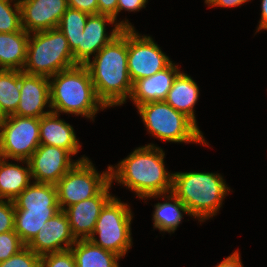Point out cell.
<instances>
[{
	"instance_id": "cell-1",
	"label": "cell",
	"mask_w": 267,
	"mask_h": 267,
	"mask_svg": "<svg viewBox=\"0 0 267 267\" xmlns=\"http://www.w3.org/2000/svg\"><path fill=\"white\" fill-rule=\"evenodd\" d=\"M128 29L105 45L85 66L98 99L107 107L120 106L130 98L133 82L127 65Z\"/></svg>"
},
{
	"instance_id": "cell-2",
	"label": "cell",
	"mask_w": 267,
	"mask_h": 267,
	"mask_svg": "<svg viewBox=\"0 0 267 267\" xmlns=\"http://www.w3.org/2000/svg\"><path fill=\"white\" fill-rule=\"evenodd\" d=\"M165 152L154 144L136 148L117 166L110 165V180L126 186L140 199L172 191L173 173L167 172Z\"/></svg>"
},
{
	"instance_id": "cell-3",
	"label": "cell",
	"mask_w": 267,
	"mask_h": 267,
	"mask_svg": "<svg viewBox=\"0 0 267 267\" xmlns=\"http://www.w3.org/2000/svg\"><path fill=\"white\" fill-rule=\"evenodd\" d=\"M50 105L56 114L83 116L94 121L99 110L106 107L98 99L89 70L76 65L49 78Z\"/></svg>"
},
{
	"instance_id": "cell-4",
	"label": "cell",
	"mask_w": 267,
	"mask_h": 267,
	"mask_svg": "<svg viewBox=\"0 0 267 267\" xmlns=\"http://www.w3.org/2000/svg\"><path fill=\"white\" fill-rule=\"evenodd\" d=\"M172 192L187 206L191 217L204 222L217 215L230 188L219 173L175 172Z\"/></svg>"
},
{
	"instance_id": "cell-5",
	"label": "cell",
	"mask_w": 267,
	"mask_h": 267,
	"mask_svg": "<svg viewBox=\"0 0 267 267\" xmlns=\"http://www.w3.org/2000/svg\"><path fill=\"white\" fill-rule=\"evenodd\" d=\"M12 201L15 206L14 231L26 246L44 223L61 211L53 184L33 181Z\"/></svg>"
},
{
	"instance_id": "cell-6",
	"label": "cell",
	"mask_w": 267,
	"mask_h": 267,
	"mask_svg": "<svg viewBox=\"0 0 267 267\" xmlns=\"http://www.w3.org/2000/svg\"><path fill=\"white\" fill-rule=\"evenodd\" d=\"M68 40L58 28L30 33L23 72L52 77L76 66Z\"/></svg>"
},
{
	"instance_id": "cell-7",
	"label": "cell",
	"mask_w": 267,
	"mask_h": 267,
	"mask_svg": "<svg viewBox=\"0 0 267 267\" xmlns=\"http://www.w3.org/2000/svg\"><path fill=\"white\" fill-rule=\"evenodd\" d=\"M137 110L147 131L161 141L208 145L199 127L165 101L148 102Z\"/></svg>"
},
{
	"instance_id": "cell-8",
	"label": "cell",
	"mask_w": 267,
	"mask_h": 267,
	"mask_svg": "<svg viewBox=\"0 0 267 267\" xmlns=\"http://www.w3.org/2000/svg\"><path fill=\"white\" fill-rule=\"evenodd\" d=\"M132 214L130 206L114 196L102 209L88 239L94 245L124 257L132 246Z\"/></svg>"
},
{
	"instance_id": "cell-9",
	"label": "cell",
	"mask_w": 267,
	"mask_h": 267,
	"mask_svg": "<svg viewBox=\"0 0 267 267\" xmlns=\"http://www.w3.org/2000/svg\"><path fill=\"white\" fill-rule=\"evenodd\" d=\"M110 182V165L99 174L89 158L78 161L55 185L60 210L97 196Z\"/></svg>"
},
{
	"instance_id": "cell-10",
	"label": "cell",
	"mask_w": 267,
	"mask_h": 267,
	"mask_svg": "<svg viewBox=\"0 0 267 267\" xmlns=\"http://www.w3.org/2000/svg\"><path fill=\"white\" fill-rule=\"evenodd\" d=\"M40 145L39 118L10 115L0 121V157L29 160Z\"/></svg>"
},
{
	"instance_id": "cell-11",
	"label": "cell",
	"mask_w": 267,
	"mask_h": 267,
	"mask_svg": "<svg viewBox=\"0 0 267 267\" xmlns=\"http://www.w3.org/2000/svg\"><path fill=\"white\" fill-rule=\"evenodd\" d=\"M172 61L148 35L128 29V73L134 83L166 68Z\"/></svg>"
},
{
	"instance_id": "cell-12",
	"label": "cell",
	"mask_w": 267,
	"mask_h": 267,
	"mask_svg": "<svg viewBox=\"0 0 267 267\" xmlns=\"http://www.w3.org/2000/svg\"><path fill=\"white\" fill-rule=\"evenodd\" d=\"M107 24H115L111 33L106 32ZM123 29H135V27L125 21L116 22L109 15L90 14L87 18L85 28L79 37V45L73 51L74 61L77 65L87 64L94 56L108 43H110Z\"/></svg>"
},
{
	"instance_id": "cell-13",
	"label": "cell",
	"mask_w": 267,
	"mask_h": 267,
	"mask_svg": "<svg viewBox=\"0 0 267 267\" xmlns=\"http://www.w3.org/2000/svg\"><path fill=\"white\" fill-rule=\"evenodd\" d=\"M71 157L73 155L68 150L40 144L28 160L31 178L34 182L56 185L78 161L88 158L82 156L73 161Z\"/></svg>"
},
{
	"instance_id": "cell-14",
	"label": "cell",
	"mask_w": 267,
	"mask_h": 267,
	"mask_svg": "<svg viewBox=\"0 0 267 267\" xmlns=\"http://www.w3.org/2000/svg\"><path fill=\"white\" fill-rule=\"evenodd\" d=\"M22 28L27 33L57 28L69 7L67 0H19Z\"/></svg>"
},
{
	"instance_id": "cell-15",
	"label": "cell",
	"mask_w": 267,
	"mask_h": 267,
	"mask_svg": "<svg viewBox=\"0 0 267 267\" xmlns=\"http://www.w3.org/2000/svg\"><path fill=\"white\" fill-rule=\"evenodd\" d=\"M20 101L14 115L41 118L52 112L45 111L50 105V81L44 76L30 75L20 71Z\"/></svg>"
},
{
	"instance_id": "cell-16",
	"label": "cell",
	"mask_w": 267,
	"mask_h": 267,
	"mask_svg": "<svg viewBox=\"0 0 267 267\" xmlns=\"http://www.w3.org/2000/svg\"><path fill=\"white\" fill-rule=\"evenodd\" d=\"M110 182L97 196L80 201L65 208L72 234L76 239H88L95 228L99 214L114 197L110 194Z\"/></svg>"
},
{
	"instance_id": "cell-17",
	"label": "cell",
	"mask_w": 267,
	"mask_h": 267,
	"mask_svg": "<svg viewBox=\"0 0 267 267\" xmlns=\"http://www.w3.org/2000/svg\"><path fill=\"white\" fill-rule=\"evenodd\" d=\"M77 241L72 234L69 220L63 210L44 223L34 239L27 245L36 254L42 256L47 253L70 250Z\"/></svg>"
},
{
	"instance_id": "cell-18",
	"label": "cell",
	"mask_w": 267,
	"mask_h": 267,
	"mask_svg": "<svg viewBox=\"0 0 267 267\" xmlns=\"http://www.w3.org/2000/svg\"><path fill=\"white\" fill-rule=\"evenodd\" d=\"M180 72L178 65L171 62L156 74L136 80L133 83L129 99L134 102L136 107L148 102L165 101L175 78Z\"/></svg>"
},
{
	"instance_id": "cell-19",
	"label": "cell",
	"mask_w": 267,
	"mask_h": 267,
	"mask_svg": "<svg viewBox=\"0 0 267 267\" xmlns=\"http://www.w3.org/2000/svg\"><path fill=\"white\" fill-rule=\"evenodd\" d=\"M59 116L51 112L39 119L40 144L60 147L76 155L82 145L76 138L72 125L59 119Z\"/></svg>"
},
{
	"instance_id": "cell-20",
	"label": "cell",
	"mask_w": 267,
	"mask_h": 267,
	"mask_svg": "<svg viewBox=\"0 0 267 267\" xmlns=\"http://www.w3.org/2000/svg\"><path fill=\"white\" fill-rule=\"evenodd\" d=\"M161 198L163 203H157L154 207L153 213V226L161 232H168L171 234L177 230V227L182 222L183 213L190 215L187 206L171 191L163 194H155L145 197L148 198ZM167 199V200H166Z\"/></svg>"
},
{
	"instance_id": "cell-21",
	"label": "cell",
	"mask_w": 267,
	"mask_h": 267,
	"mask_svg": "<svg viewBox=\"0 0 267 267\" xmlns=\"http://www.w3.org/2000/svg\"><path fill=\"white\" fill-rule=\"evenodd\" d=\"M14 161L22 162L27 167L8 162L7 159L0 157V199L2 200H14L32 180L29 161Z\"/></svg>"
},
{
	"instance_id": "cell-22",
	"label": "cell",
	"mask_w": 267,
	"mask_h": 267,
	"mask_svg": "<svg viewBox=\"0 0 267 267\" xmlns=\"http://www.w3.org/2000/svg\"><path fill=\"white\" fill-rule=\"evenodd\" d=\"M199 97V87L190 75L180 72L169 90L165 102L176 111L182 112L196 125L194 106Z\"/></svg>"
},
{
	"instance_id": "cell-23",
	"label": "cell",
	"mask_w": 267,
	"mask_h": 267,
	"mask_svg": "<svg viewBox=\"0 0 267 267\" xmlns=\"http://www.w3.org/2000/svg\"><path fill=\"white\" fill-rule=\"evenodd\" d=\"M29 36L24 29L12 33L0 32V69L23 70Z\"/></svg>"
},
{
	"instance_id": "cell-24",
	"label": "cell",
	"mask_w": 267,
	"mask_h": 267,
	"mask_svg": "<svg viewBox=\"0 0 267 267\" xmlns=\"http://www.w3.org/2000/svg\"><path fill=\"white\" fill-rule=\"evenodd\" d=\"M70 250L77 267H119V255L94 245L89 239H77Z\"/></svg>"
},
{
	"instance_id": "cell-25",
	"label": "cell",
	"mask_w": 267,
	"mask_h": 267,
	"mask_svg": "<svg viewBox=\"0 0 267 267\" xmlns=\"http://www.w3.org/2000/svg\"><path fill=\"white\" fill-rule=\"evenodd\" d=\"M20 71L0 69V116L14 115L20 101Z\"/></svg>"
},
{
	"instance_id": "cell-26",
	"label": "cell",
	"mask_w": 267,
	"mask_h": 267,
	"mask_svg": "<svg viewBox=\"0 0 267 267\" xmlns=\"http://www.w3.org/2000/svg\"><path fill=\"white\" fill-rule=\"evenodd\" d=\"M88 16V13L68 7L59 21L57 28L68 40L72 52L79 45V37L83 33Z\"/></svg>"
},
{
	"instance_id": "cell-27",
	"label": "cell",
	"mask_w": 267,
	"mask_h": 267,
	"mask_svg": "<svg viewBox=\"0 0 267 267\" xmlns=\"http://www.w3.org/2000/svg\"><path fill=\"white\" fill-rule=\"evenodd\" d=\"M22 29L19 0H0V32L12 33Z\"/></svg>"
},
{
	"instance_id": "cell-28",
	"label": "cell",
	"mask_w": 267,
	"mask_h": 267,
	"mask_svg": "<svg viewBox=\"0 0 267 267\" xmlns=\"http://www.w3.org/2000/svg\"><path fill=\"white\" fill-rule=\"evenodd\" d=\"M25 247L26 245L14 230L0 233V262L9 259Z\"/></svg>"
},
{
	"instance_id": "cell-29",
	"label": "cell",
	"mask_w": 267,
	"mask_h": 267,
	"mask_svg": "<svg viewBox=\"0 0 267 267\" xmlns=\"http://www.w3.org/2000/svg\"><path fill=\"white\" fill-rule=\"evenodd\" d=\"M0 267H41V256L26 246L9 259L0 262Z\"/></svg>"
},
{
	"instance_id": "cell-30",
	"label": "cell",
	"mask_w": 267,
	"mask_h": 267,
	"mask_svg": "<svg viewBox=\"0 0 267 267\" xmlns=\"http://www.w3.org/2000/svg\"><path fill=\"white\" fill-rule=\"evenodd\" d=\"M41 267H77L71 250L41 256Z\"/></svg>"
},
{
	"instance_id": "cell-31",
	"label": "cell",
	"mask_w": 267,
	"mask_h": 267,
	"mask_svg": "<svg viewBox=\"0 0 267 267\" xmlns=\"http://www.w3.org/2000/svg\"><path fill=\"white\" fill-rule=\"evenodd\" d=\"M15 206L12 200L0 199V233L14 230Z\"/></svg>"
},
{
	"instance_id": "cell-32",
	"label": "cell",
	"mask_w": 267,
	"mask_h": 267,
	"mask_svg": "<svg viewBox=\"0 0 267 267\" xmlns=\"http://www.w3.org/2000/svg\"><path fill=\"white\" fill-rule=\"evenodd\" d=\"M69 8L85 13L98 14V0H67Z\"/></svg>"
},
{
	"instance_id": "cell-33",
	"label": "cell",
	"mask_w": 267,
	"mask_h": 267,
	"mask_svg": "<svg viewBox=\"0 0 267 267\" xmlns=\"http://www.w3.org/2000/svg\"><path fill=\"white\" fill-rule=\"evenodd\" d=\"M148 0H118L117 4V16L122 11L136 12L142 8H146Z\"/></svg>"
},
{
	"instance_id": "cell-34",
	"label": "cell",
	"mask_w": 267,
	"mask_h": 267,
	"mask_svg": "<svg viewBox=\"0 0 267 267\" xmlns=\"http://www.w3.org/2000/svg\"><path fill=\"white\" fill-rule=\"evenodd\" d=\"M118 0H98V14L109 15L117 22Z\"/></svg>"
},
{
	"instance_id": "cell-35",
	"label": "cell",
	"mask_w": 267,
	"mask_h": 267,
	"mask_svg": "<svg viewBox=\"0 0 267 267\" xmlns=\"http://www.w3.org/2000/svg\"><path fill=\"white\" fill-rule=\"evenodd\" d=\"M215 267H243L239 251H234L230 256L226 257Z\"/></svg>"
},
{
	"instance_id": "cell-36",
	"label": "cell",
	"mask_w": 267,
	"mask_h": 267,
	"mask_svg": "<svg viewBox=\"0 0 267 267\" xmlns=\"http://www.w3.org/2000/svg\"><path fill=\"white\" fill-rule=\"evenodd\" d=\"M261 19L256 32L267 30V0H261Z\"/></svg>"
},
{
	"instance_id": "cell-37",
	"label": "cell",
	"mask_w": 267,
	"mask_h": 267,
	"mask_svg": "<svg viewBox=\"0 0 267 267\" xmlns=\"http://www.w3.org/2000/svg\"><path fill=\"white\" fill-rule=\"evenodd\" d=\"M249 2V0H218L212 7H236L241 6L242 4Z\"/></svg>"
},
{
	"instance_id": "cell-38",
	"label": "cell",
	"mask_w": 267,
	"mask_h": 267,
	"mask_svg": "<svg viewBox=\"0 0 267 267\" xmlns=\"http://www.w3.org/2000/svg\"><path fill=\"white\" fill-rule=\"evenodd\" d=\"M218 0H205L206 5L212 7Z\"/></svg>"
}]
</instances>
